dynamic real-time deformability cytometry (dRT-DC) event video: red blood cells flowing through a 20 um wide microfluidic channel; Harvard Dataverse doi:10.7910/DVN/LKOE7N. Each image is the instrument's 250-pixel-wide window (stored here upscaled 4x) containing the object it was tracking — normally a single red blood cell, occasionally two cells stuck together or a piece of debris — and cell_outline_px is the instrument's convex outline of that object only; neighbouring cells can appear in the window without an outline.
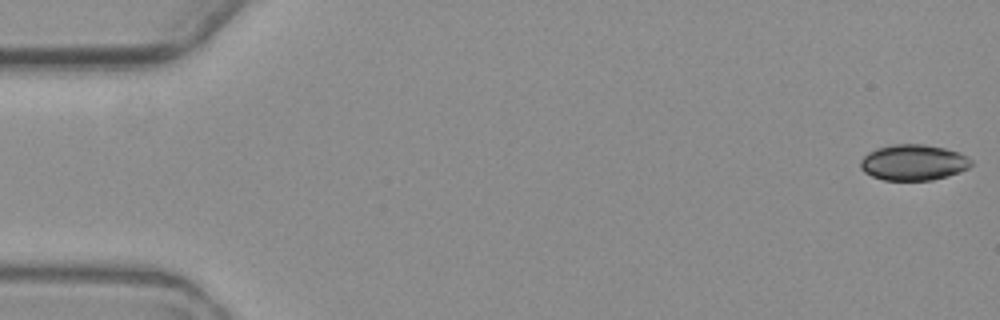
{"species": "common noctule bat (a hibernating species)", "species_latin": "Nyctalus noctula", "temperature_condition": "warm", "stored_images_in_passage": 11, "camera_frame_rate_fps": 3000, "um_per_image_px": 0.085, "animal": {"sex": "female", "body_mass_g": 19.3, "forearm_length_mm": 54.1}, "frame": {"image": 1, "passage_image": 1, "time_ms": 0.0, "image_size_px": [1000, 320], "cell_outline_px": [[972, 164], [968, 168], [960, 172], [932, 180], [884, 180], [872, 176], [864, 172], [860, 168], [860, 160], [868, 152], [876, 148], [892, 144], [924, 144], [944, 148], [956, 152], [972, 160]], "centroid_in_image_um": [77.6, 13.81], "position_along_channel_um": 7.4, "area_um2": 23.06}}
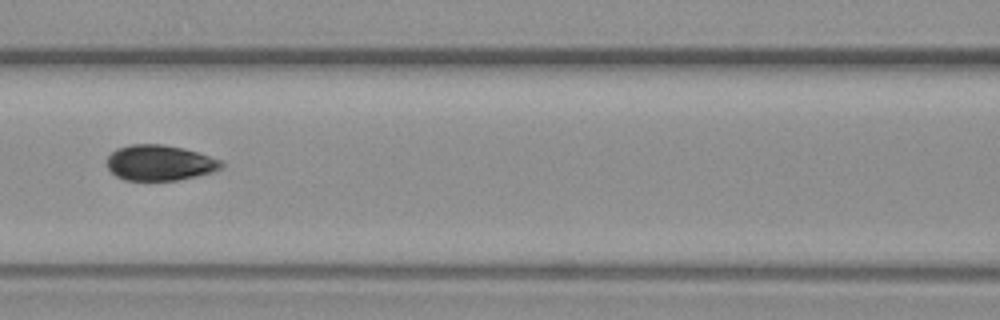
{"frame": {"image": 2, "passage_image": 7, "time_ms": 8.333, "image_size_px": [1000, 320], "cell_outline_px": [[224, 164], [220, 168], [212, 172], [196, 176], [176, 180], [124, 180], [116, 176], [108, 168], [108, 156], [116, 148], [132, 144], [164, 144], [184, 148], [220, 160]], "centroid_in_image_um": [13.55, 13.83], "position_along_channel_um": 153.0, "area_um2": 23.52}}
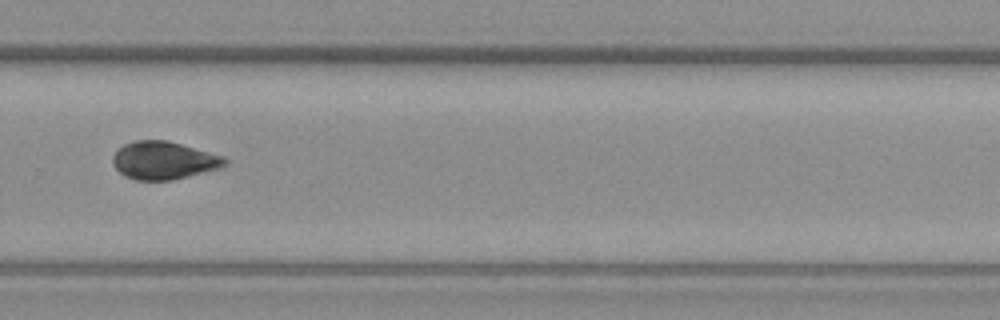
{"frame": {"image": 3, "passage_image": 11, "time_ms": 13.0, "image_size_px": [1000, 320], "cell_outline_px": [[228, 164], [224, 168], [172, 180], [136, 180], [124, 176], [112, 164], [112, 156], [124, 144], [136, 140], [164, 140], [180, 144], [224, 156], [228, 160]], "centroid_in_image_um": [13.96, 13.65], "position_along_channel_um": 315.8, "area_um2": 24.85}}